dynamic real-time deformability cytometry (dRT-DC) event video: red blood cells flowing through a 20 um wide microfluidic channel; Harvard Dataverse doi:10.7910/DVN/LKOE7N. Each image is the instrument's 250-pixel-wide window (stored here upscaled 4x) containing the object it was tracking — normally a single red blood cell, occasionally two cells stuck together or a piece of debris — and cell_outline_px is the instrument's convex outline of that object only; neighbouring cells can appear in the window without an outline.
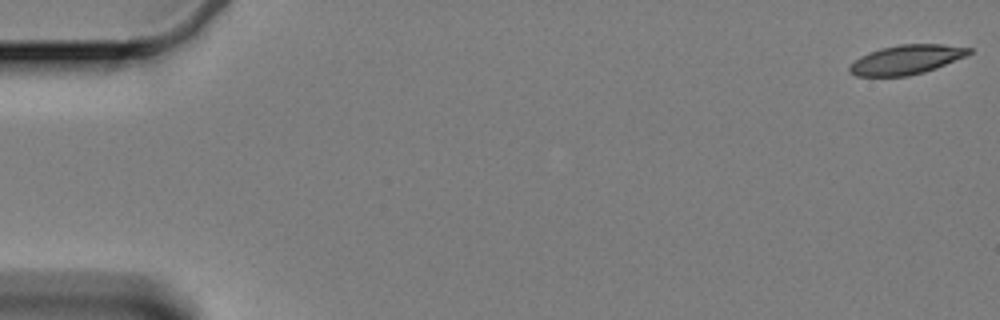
{"species": "Egyptian fruit bat (a non-hibernating species)", "species_latin": "Rousettus aegyptiacus", "temperature_condition": "cold", "stored_images_in_passage": 60, "camera_frame_rate_fps": 3000, "um_per_image_px": 0.085, "animal": {"sex": "female"}, "frame": {"image": 1, "passage_image": 1, "time_ms": 0.0, "image_size_px": [1000, 320], "cell_outline_px": [[972, 52], [964, 56], [936, 68], [924, 72], [908, 76], [856, 76], [848, 72], [848, 68], [860, 56], [880, 48], [900, 44], [940, 44], [972, 48]], "centroid_in_image_um": [77.02, 5.07], "position_along_channel_um": 8.0, "area_um2": 20.23}}
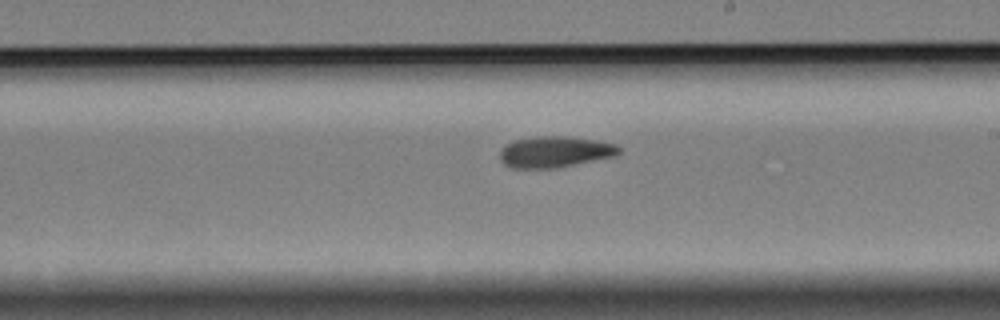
{"frame": {"image": 2, "passage_image": 35, "time_ms": 11.333, "image_size_px": [1000, 320], "cell_outline_px": [[620, 152], [616, 156], [556, 168], [512, 168], [504, 164], [500, 160], [500, 152], [504, 144], [512, 140], [536, 136], [568, 136], [596, 140], [616, 144], [620, 148]], "centroid_in_image_um": [47.14, 12.9], "position_along_channel_um": 241.9, "area_um2": 21.85}}
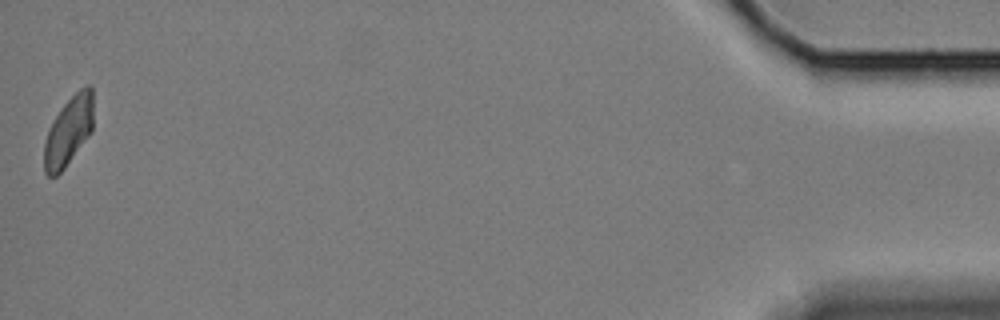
{"frame": {"image": 3, "passage_image": 60, "time_ms": 19.667, "image_size_px": [1000, 320], "cell_outline_px": [[92, 132], [64, 168], [56, 176], [48, 176], [44, 172], [44, 144], [48, 128], [64, 104], [80, 88], [88, 84], [92, 88]], "centroid_in_image_um": [5.82, 11.16], "position_along_channel_um": 429.4, "area_um2": 19.59}, "authors_computed_cell_mechanics": {"area_um2": 21.2704, "velocity_mm_per_s": 3.3195, "shape_relaxation_time_tau1_ms": null, "shape_relaxation_time_tau2_ms": 8.9053, "deformation_change_tau1": null, "deformation_change_tau2": 0.1408}}